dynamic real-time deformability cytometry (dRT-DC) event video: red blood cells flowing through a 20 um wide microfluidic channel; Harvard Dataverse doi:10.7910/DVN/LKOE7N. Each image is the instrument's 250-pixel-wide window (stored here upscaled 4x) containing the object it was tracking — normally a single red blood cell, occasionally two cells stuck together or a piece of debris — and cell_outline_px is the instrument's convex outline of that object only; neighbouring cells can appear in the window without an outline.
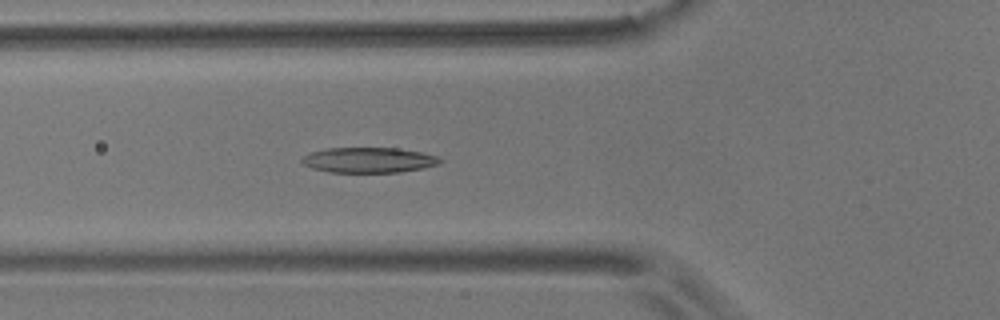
{"species": "common noctule bat (a hibernating species)", "species_latin": "Nyctalus noctula", "temperature_condition": "room temperature", "stored_images_in_passage": 54, "camera_frame_rate_fps": 3000, "um_per_image_px": 0.085, "animal": {"sex": "male", "body_mass_g": 17.9}, "frame": {"image": 1, "passage_image": 18, "time_ms": 5.667, "image_size_px": [1000, 320], "cell_outline_px": [[444, 160], [440, 164], [424, 168], [400, 172], [328, 172], [312, 168], [304, 164], [300, 160], [304, 156], [312, 152], [328, 148], [396, 148], [424, 152], [436, 156]], "centroid_in_image_um": [31.39, 13.6], "position_along_channel_um": 94.4, "area_um2": 20.4}}
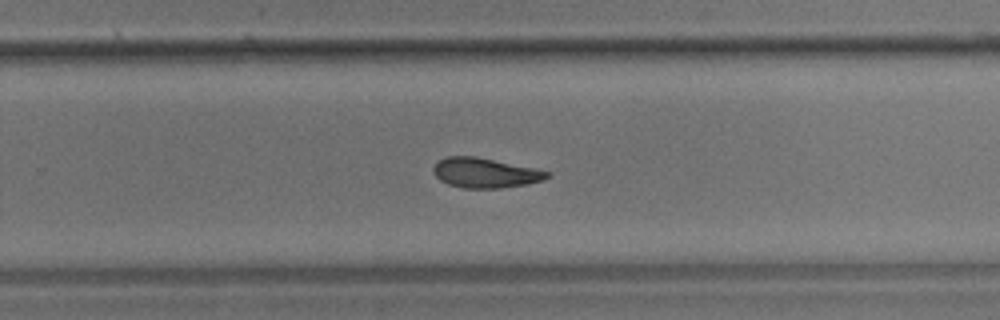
{"frame": {"image": 2, "passage_image": 34, "time_ms": 11.0, "image_size_px": [1000, 320], "cell_outline_px": [[552, 172], [544, 180], [524, 184], [500, 188], [464, 188], [448, 184], [440, 180], [432, 172], [432, 168], [440, 160], [448, 156], [476, 156]], "centroid_in_image_um": [41.21, 14.69], "position_along_channel_um": 288.6, "area_um2": 19.59}}
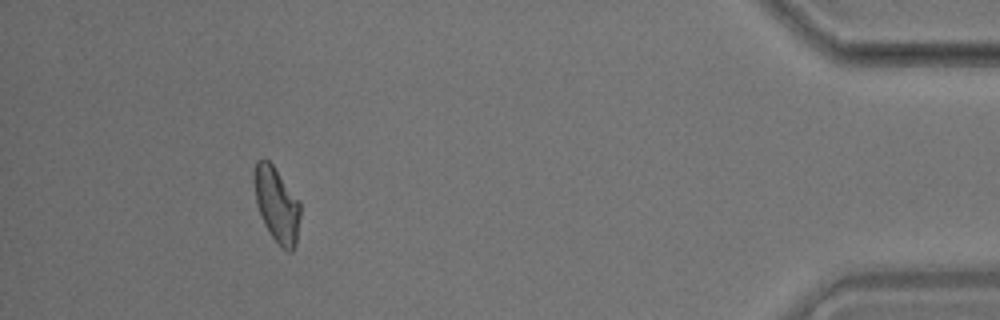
{"frame": {"image": 3, "passage_image": 49, "time_ms": 16.0, "image_size_px": [1000, 320], "cell_outline_px": [[300, 216], [296, 244], [292, 252], [288, 252], [272, 236], [264, 224], [260, 216], [256, 204], [252, 180], [252, 172], [256, 160], [268, 160], [272, 164], [300, 200]], "centroid_in_image_um": [23.5, 17.35], "position_along_channel_um": 411.7, "area_um2": 20.4}, "authors_computed_cell_mechanics": {"area_um2": 20.4612, "velocity_mm_per_s": 3.6324, "shape_relaxation_time_tau1_ms": 5.6768, "shape_relaxation_time_tau2_ms": 7.2578, "deformation_change_tau1": 0.153, "deformation_change_tau2": 0.1582}}